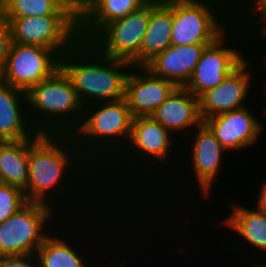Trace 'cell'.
Returning a JSON list of instances; mask_svg holds the SVG:
<instances>
[{"label": "cell", "instance_id": "1", "mask_svg": "<svg viewBox=\"0 0 266 267\" xmlns=\"http://www.w3.org/2000/svg\"><path fill=\"white\" fill-rule=\"evenodd\" d=\"M232 157L233 156L230 155L217 140L210 128L204 122H202L181 142V158L178 170L171 176V178L169 179L170 181H167L150 199H148V201L141 207V209L138 210V223L140 225V229H142L141 232H147V234L150 233L151 235L154 233L159 234V231L160 234L165 233L166 235H172L174 232H176L173 235H180L182 234L183 230H186L187 227H189V225L194 222L195 218L198 219L199 215L206 211V208H208V206H210L212 203H218V201L220 203L222 194L227 192V190L231 194L232 192L230 191L232 190L225 188L227 185H230L228 181L230 179L233 180L231 175L235 174L233 173L235 171L230 169H235L238 171L242 168V171L240 170L238 171V173H243V169H245L243 173L245 174L246 169L248 168L247 166L249 164L252 165L250 162L246 165L245 168L244 166L241 167L239 166V162ZM227 163L229 164V166H227ZM236 165H238L239 167ZM227 169L229 170V172L227 171ZM224 171L225 173L228 172V174L230 175H228L227 173L225 174ZM230 171H232V174L230 173ZM225 177H228V181ZM222 179H224L225 181ZM223 188L224 191L222 192L221 190ZM217 191L220 195L217 193ZM219 191H221V193ZM216 196H219L220 198ZM181 218H183V220ZM181 223L183 226L181 225ZM179 228L180 230L178 231Z\"/></svg>", "mask_w": 266, "mask_h": 267}, {"label": "cell", "instance_id": "2", "mask_svg": "<svg viewBox=\"0 0 266 267\" xmlns=\"http://www.w3.org/2000/svg\"><path fill=\"white\" fill-rule=\"evenodd\" d=\"M27 201L53 206L65 218L99 212L110 199L100 172L82 155L72 134H40L29 138Z\"/></svg>", "mask_w": 266, "mask_h": 267}, {"label": "cell", "instance_id": "3", "mask_svg": "<svg viewBox=\"0 0 266 267\" xmlns=\"http://www.w3.org/2000/svg\"><path fill=\"white\" fill-rule=\"evenodd\" d=\"M141 235L138 210L110 200L99 212L83 219L64 218L36 256L41 267H110Z\"/></svg>", "mask_w": 266, "mask_h": 267}, {"label": "cell", "instance_id": "4", "mask_svg": "<svg viewBox=\"0 0 266 267\" xmlns=\"http://www.w3.org/2000/svg\"><path fill=\"white\" fill-rule=\"evenodd\" d=\"M180 158L181 141L160 122L133 118L126 147L100 173L104 194L139 210L177 171Z\"/></svg>", "mask_w": 266, "mask_h": 267}, {"label": "cell", "instance_id": "5", "mask_svg": "<svg viewBox=\"0 0 266 267\" xmlns=\"http://www.w3.org/2000/svg\"><path fill=\"white\" fill-rule=\"evenodd\" d=\"M234 192V195H232L233 193H231V196H230V194L229 193H227L226 194V196H225V194L224 195H222V197H225L226 198V200H225V198H223L221 201H222V206L223 205H225V209L226 210H224V208L218 203V204H215V203H213V204H211L210 206H209V208H206V210H208V211H204L203 213H201V215L198 217L199 219H195L194 220V222L189 226V227H187V229L186 230H184L183 231V234H181V236H183L184 237V239L185 240H187L186 242H188L187 243V245L189 246L190 244V248H188V250H189V253H190V255L193 257V256H195V257H193V258H191V257H189V256H187L186 257V259H188L189 258V260H190V263H192V265H197V260L196 259H194V258H197L198 259V261H200L201 260V258H202V261H201V263L202 264H204L203 262H206L207 261V263H210V264H208V267L209 266H213L211 263L214 261V260H212V258H213V256H216V255H218L219 257H220V255H221V257L220 258H222L221 259V261H222V263H220L221 261H220V258L218 257V259H217V262L215 261V262H213V263H218V267H221V264H222V267H228V266H230V267H243V266H245V264H247L248 263V259L249 258H251L252 260H254V259H259V258H266V213H264L263 211H261L255 204L253 205V203H252V201H250V200H247L246 202H245V200L246 199H244L243 197V195H245V193H243L242 191H241V193L240 194H242L241 196H240V194H236L235 195V192L236 191H233ZM237 196V197H236ZM240 196V197H239ZM228 197H234V198H232V199H230V198H228ZM241 198V199H243V200H239V199H236V198ZM227 198H228V200H227ZM224 201H226L227 203L226 204H224L225 202ZM232 201V202H231ZM245 202V204H244V202ZM249 201L251 202V203H249ZM248 204V205H247ZM214 205V206H213ZM215 205H217V206H215ZM220 206H221V208H220ZM216 207H218V208H215ZM228 207V208H227ZM218 209V210H217ZM211 210V211H210ZM220 210V212H218ZM216 211V213H214ZM222 211V212H221ZM208 212V213H207ZM211 212V213H210ZM213 213V214H212ZM221 213V214H220ZM225 213V214H224ZM204 214H205V216H206V218L204 217ZM207 214V215H206ZM215 214V215H214ZM216 214H220V215H222V216H220V215H216ZM224 214V215H223ZM212 215V216H211ZM209 216V217H208ZM214 216V217H213ZM217 216H220V217H218L217 218ZM225 216V217H224ZM216 217V218H215ZM202 220H201V219ZM209 218V219H208ZM206 219V220H205ZM211 219V220H210ZM212 219H213V221H212ZM207 220H208V222H207ZM203 221H204V223H205V221L207 222V223H205V225H202V223H203ZM200 222H202V223H200ZM216 222V223H215ZM197 224H198V227H197ZM201 225V226H200ZM207 225H208V227H207ZM194 226V227H193ZM213 228H212V227ZM215 226V227H214ZM203 227H205V228H203ZM192 228V229H191ZM197 228V229H196ZM201 230H200V229ZM208 230H207V229ZM189 229V230H188ZM195 229H196V231H195ZM205 229V230H204ZM214 229V230H213ZM216 229H219V230H217L216 231ZM191 230H192V232H191ZM207 230V231H206ZM211 230H213V232L215 231L217 234L215 235V232H214V234L212 233V231ZM189 231H190V234H189ZM199 231V232H198ZM201 231V232H200ZM203 231V232H202ZM208 232V233H207ZM226 233V234H224V233ZM192 233V234H191ZM198 233V234H197ZM201 233V234H200ZM212 235H211V234ZM221 233V234H220ZM188 234V235H187ZM196 234H197V236H196ZM201 235L200 237H203V238H200L198 235ZM224 235V237L223 236H221V235ZM227 234H229V235H227ZM193 237H192V236ZM205 235V236H204ZM186 236V237H185ZM197 238H196V237ZM217 236V237H216ZM227 236V237H226ZM230 236V237H229ZM235 238H234V237ZM190 237H191V239H192V241H191V239H190ZM222 239H221V238ZM186 238H188V239H186ZM199 238V239H198ZM210 238V239H209ZM215 238V239H214ZM233 238V239H232ZM205 239H207V240H205ZM216 241V239H217V244L216 243H214L215 241ZM229 239V240H228ZM197 240V241H196ZM204 242H206V243H204L205 244V247L206 248H204L203 246H204V244L203 245H200L201 244V242L202 241ZM208 240H210L211 241V243L213 242L214 244H212V246L210 245V244H208ZM213 240V241H212ZM220 240V241H219ZM224 240V241H223ZM192 243H191V242ZM195 241V242H194ZM229 241V242H228ZM190 242V243H189ZM197 242V243H196ZM222 243V244H220V243ZM200 243V244H199ZM208 244V245H207ZM217 246H216V245ZM195 245H197V246H195ZM213 245H214V247L216 246L217 248L215 249L214 247H213ZM218 245H220V249H219V246ZM195 246V247H194ZM193 247V248H192ZM199 247H200V249H199ZM212 248V250H208L207 248ZM249 247V248H248ZM196 248V249H195ZM201 248H203V249H201ZM213 248H214V250H215V252L217 253H214L213 252ZM225 248V249H224ZM207 250V252H209L208 254H207V252H206V250ZM219 251H218V250ZM222 249H224V250H222ZM193 250L195 251V252H193ZM204 250V252H198V251H203ZM220 250H222V251H220ZM226 250L228 251L229 250V252L227 253V257H230V258H232L230 261H229V258H227L226 256H224L226 253H223V252H226ZM234 251V252H233ZM197 252V253H196ZM213 252V253H212ZM220 252V253H219ZM243 252V253H242ZM245 252H247L246 254H245ZM249 252V253H248ZM250 252H251V254H250ZM256 252V253H255ZM220 255H219V254ZM223 254V256L226 258V259H228V260H226V259H224V257H222V254ZM230 253V254H229ZM239 255H238V254ZM192 254H194V255H192ZM202 254H204V255H202ZM211 254H213V256L211 255ZM216 254V255H215ZM231 254H233V256L235 255H238L237 256V258L234 256V258L233 257H231L232 255ZM242 254H245V256H242ZM248 254V255H247ZM253 254V255H252ZM197 255H199L198 257L200 258H198L197 257ZM201 255V256H200ZM208 255L209 256H211L212 258L210 259V257H208ZM241 255V256H240ZM249 256V257H248ZM205 259H204V258ZM243 259H242V258ZM255 257V258H254ZM208 258H209V261L210 262H208ZM236 258V259H235ZM192 259L194 260V261H192ZM235 261H234V260ZM205 260V261H204ZM224 260V261H223ZM227 262H226V261ZM236 260H238V261H236ZM241 260V261H240ZM244 260H246V261H244ZM192 261V262H191ZM229 262V263H228ZM244 262V263H243ZM199 264L197 265L198 267L200 266H202L201 265V263L200 262H198ZM225 263H227V264H229V265H227V264H225ZM231 263V264H230ZM224 264H225V266H224ZM236 264V265H235ZM244 264V265H243ZM190 266V267H194V266ZM196 265H195V267H196ZM227 265V266H226ZM238 265H240V266H238ZM214 266L215 267H217V264L215 265L214 264ZM204 267H206L205 265H204Z\"/></svg>", "mask_w": 266, "mask_h": 267}, {"label": "cell", "instance_id": "6", "mask_svg": "<svg viewBox=\"0 0 266 267\" xmlns=\"http://www.w3.org/2000/svg\"><path fill=\"white\" fill-rule=\"evenodd\" d=\"M132 68L131 63L104 56L90 42L82 40L61 57V69L84 107L123 99Z\"/></svg>", "mask_w": 266, "mask_h": 267}, {"label": "cell", "instance_id": "7", "mask_svg": "<svg viewBox=\"0 0 266 267\" xmlns=\"http://www.w3.org/2000/svg\"><path fill=\"white\" fill-rule=\"evenodd\" d=\"M132 121L124 98L97 102L84 107L72 136L82 155L101 173L126 147Z\"/></svg>", "mask_w": 266, "mask_h": 267}, {"label": "cell", "instance_id": "8", "mask_svg": "<svg viewBox=\"0 0 266 267\" xmlns=\"http://www.w3.org/2000/svg\"><path fill=\"white\" fill-rule=\"evenodd\" d=\"M28 117L40 134H72L80 125L84 106L70 78L60 68L27 92Z\"/></svg>", "mask_w": 266, "mask_h": 267}, {"label": "cell", "instance_id": "9", "mask_svg": "<svg viewBox=\"0 0 266 267\" xmlns=\"http://www.w3.org/2000/svg\"><path fill=\"white\" fill-rule=\"evenodd\" d=\"M235 23V0H172L171 45L212 44Z\"/></svg>", "mask_w": 266, "mask_h": 267}, {"label": "cell", "instance_id": "10", "mask_svg": "<svg viewBox=\"0 0 266 267\" xmlns=\"http://www.w3.org/2000/svg\"><path fill=\"white\" fill-rule=\"evenodd\" d=\"M249 55L250 33L235 22L204 49L185 88L199 99L205 92L219 85Z\"/></svg>", "mask_w": 266, "mask_h": 267}, {"label": "cell", "instance_id": "11", "mask_svg": "<svg viewBox=\"0 0 266 267\" xmlns=\"http://www.w3.org/2000/svg\"><path fill=\"white\" fill-rule=\"evenodd\" d=\"M262 103L261 96H258V100L256 99L246 107L217 114L203 120L225 150L235 160L238 158L237 161L240 166L247 164L245 159H250L252 153L254 156L255 153L258 155L259 149L266 151L265 146L260 147L262 143V145H265L263 142L265 135L263 133L266 134L265 108ZM247 153L249 154L245 155Z\"/></svg>", "mask_w": 266, "mask_h": 267}, {"label": "cell", "instance_id": "12", "mask_svg": "<svg viewBox=\"0 0 266 267\" xmlns=\"http://www.w3.org/2000/svg\"><path fill=\"white\" fill-rule=\"evenodd\" d=\"M64 218L51 205L28 201L0 224V257L36 254Z\"/></svg>", "mask_w": 266, "mask_h": 267}, {"label": "cell", "instance_id": "13", "mask_svg": "<svg viewBox=\"0 0 266 267\" xmlns=\"http://www.w3.org/2000/svg\"><path fill=\"white\" fill-rule=\"evenodd\" d=\"M4 18L13 43L44 47L62 56L80 40L78 14Z\"/></svg>", "mask_w": 266, "mask_h": 267}, {"label": "cell", "instance_id": "14", "mask_svg": "<svg viewBox=\"0 0 266 267\" xmlns=\"http://www.w3.org/2000/svg\"><path fill=\"white\" fill-rule=\"evenodd\" d=\"M258 72L260 71L257 59L249 55L219 85L205 92L199 98L202 120L231 110L241 109L258 99L256 97L260 96L258 89L260 82L257 81L260 78V73Z\"/></svg>", "mask_w": 266, "mask_h": 267}, {"label": "cell", "instance_id": "15", "mask_svg": "<svg viewBox=\"0 0 266 267\" xmlns=\"http://www.w3.org/2000/svg\"><path fill=\"white\" fill-rule=\"evenodd\" d=\"M150 20V1L105 25L89 42L104 56L140 67V48Z\"/></svg>", "mask_w": 266, "mask_h": 267}, {"label": "cell", "instance_id": "16", "mask_svg": "<svg viewBox=\"0 0 266 267\" xmlns=\"http://www.w3.org/2000/svg\"><path fill=\"white\" fill-rule=\"evenodd\" d=\"M61 57L54 50L12 42L0 80L27 92L61 68Z\"/></svg>", "mask_w": 266, "mask_h": 267}, {"label": "cell", "instance_id": "17", "mask_svg": "<svg viewBox=\"0 0 266 267\" xmlns=\"http://www.w3.org/2000/svg\"><path fill=\"white\" fill-rule=\"evenodd\" d=\"M177 86L154 76L145 67L131 69L125 85V101L133 118L149 117L174 92Z\"/></svg>", "mask_w": 266, "mask_h": 267}, {"label": "cell", "instance_id": "18", "mask_svg": "<svg viewBox=\"0 0 266 267\" xmlns=\"http://www.w3.org/2000/svg\"><path fill=\"white\" fill-rule=\"evenodd\" d=\"M151 117L181 142L203 122L199 99L185 87H177Z\"/></svg>", "mask_w": 266, "mask_h": 267}, {"label": "cell", "instance_id": "19", "mask_svg": "<svg viewBox=\"0 0 266 267\" xmlns=\"http://www.w3.org/2000/svg\"><path fill=\"white\" fill-rule=\"evenodd\" d=\"M211 44L170 45L146 66L154 76L185 87L190 81L204 49Z\"/></svg>", "mask_w": 266, "mask_h": 267}, {"label": "cell", "instance_id": "20", "mask_svg": "<svg viewBox=\"0 0 266 267\" xmlns=\"http://www.w3.org/2000/svg\"><path fill=\"white\" fill-rule=\"evenodd\" d=\"M37 133L28 117L26 92L0 80V136L21 141Z\"/></svg>", "mask_w": 266, "mask_h": 267}, {"label": "cell", "instance_id": "21", "mask_svg": "<svg viewBox=\"0 0 266 267\" xmlns=\"http://www.w3.org/2000/svg\"><path fill=\"white\" fill-rule=\"evenodd\" d=\"M148 234H146V233H142V235L134 242V243H132L131 244V246L126 250V251H124V253H122L121 254V256H120V258H119V260H115V262L113 263V264H111V266L110 267H156V266H161V265H166L165 267H168V266H170V267H177L176 265H177V263L179 262L180 264H181V261L183 262V264L186 266V267H188L187 266V264H190V261L189 260H186L185 259V256L186 255H190L189 254V250H188V246H187V243H185L186 242V240L183 238V236H181V234L179 235H176L175 234V236H166V234H155V236H154V238L156 237V235H157V237H158V239H157V237L154 239L152 236H150V235H148ZM150 236V237H149ZM160 236V237H159ZM161 236H163L162 238H163V240H162V238H161ZM179 236H180V238H179ZM152 237V238H151ZM167 237V238H166ZM176 237V238H175ZM177 237H178V240H177ZM141 238V239H140ZM171 239V240H170ZM173 239H176L177 241H175V240H173ZM181 239V240H180ZM141 240V241H140ZM148 240H150V241H148ZM153 240L154 241H156V242H154L153 243ZM161 240V241H160ZM166 240H170L169 242H170V250H169V244L167 243L168 241H166ZM184 242H183V241ZM158 241H160L159 242V244H158ZM165 241V242H164ZM174 241L177 243L176 245L174 244L173 245V243H174ZM142 242H144V244L142 243ZM150 242V243H149ZM151 242L153 243V244H155L154 246L151 244ZM182 243V244H179V243ZM140 243H142V244H140ZM147 243H148V245H147ZM163 243H166V245L165 244H163ZM149 244L151 245V246H149ZM168 244V245H167ZM141 245H143V250L140 248V246ZM160 245V246H159ZM178 245V246H177ZM145 246H147V247H149L148 249L150 250V247H151V251H148V249H147V247H145ZM152 246H153V248H152ZM158 246H159V248H158ZM167 246V247H166ZM177 246V247H176ZM134 247V248H133ZM135 247H137L136 249H135ZM140 249H139V248ZM155 247L156 248H158L159 250L161 249V251H162V249H163V251L165 252L166 251V253H164V252H162V254L160 253V251L157 249V252H155V253H153L154 251H155ZM162 247V248H161ZM172 247V248H171ZM175 248V249H174ZM146 249V250H145ZM165 249H167V250H165ZM135 250V251H134ZM141 250V251H140ZM145 250V251H144ZM169 250V251H168ZM131 252V253H127L126 254V252ZM138 251V252H137ZM143 251V252H142ZM159 251V252H158ZM177 251V252H176ZM145 252V253H144ZM151 254H150V253ZM140 253V254H139ZM149 253V254H148ZM157 253V254H156ZM160 253V254H159ZM168 253V254H167ZM125 254V255H124ZM156 254V255H155ZM176 254L178 255V256H176ZM125 257H124V256ZM139 255V256H138ZM146 255V256H145ZM147 255H150V256H147ZM152 255H153V257H152ZM160 255V256H164L165 258H167V259H158L159 257L158 256ZM179 255H180V257L182 258L183 257V260L181 259V261H180V257H179ZM140 257L139 259H138V257ZM169 256H175V257H173V260L172 259H170L169 258ZM127 257H128V259H127ZM133 257V258H132ZM142 257H143V260H142ZM144 257H145V259H144ZM176 257H178L179 258V261H178V258H176ZM130 258V259H129ZM147 258V259H146ZM150 260H149V259ZM153 258H155V260L153 259ZM177 259V262L175 261L174 262V260H176ZM132 259H134V260H132ZM158 259V261H157V263H155V261ZM130 260V261H129ZM144 261V262H142V261ZM148 260V261H147ZM160 260V261H159ZM171 260V261H170ZM139 261V262H138ZM152 262V264L150 265V264H148L149 262ZM165 261H166V263H165ZM135 262V263H134ZM140 262H142V265H139V264H141ZM145 262H146V264H145ZM148 262V263H147ZM162 262H163V264H162ZM169 262H171V263H168ZM172 262H174V263H172ZM133 263V264H132ZM143 263H144V265H143ZM158 263H160V264H158ZM185 263H187V264H185ZM136 264V265H135ZM174 264V265H173ZM180 264H178V267H185L183 264H181V266H180ZM154 265H156V266H154ZM183 265V266H182ZM161 267H163V266H161Z\"/></svg>", "mask_w": 266, "mask_h": 267}, {"label": "cell", "instance_id": "22", "mask_svg": "<svg viewBox=\"0 0 266 267\" xmlns=\"http://www.w3.org/2000/svg\"><path fill=\"white\" fill-rule=\"evenodd\" d=\"M147 0H87L78 11L79 37L89 42L105 25L125 18Z\"/></svg>", "mask_w": 266, "mask_h": 267}, {"label": "cell", "instance_id": "23", "mask_svg": "<svg viewBox=\"0 0 266 267\" xmlns=\"http://www.w3.org/2000/svg\"><path fill=\"white\" fill-rule=\"evenodd\" d=\"M172 0L150 1V20L140 48V67H145L171 45Z\"/></svg>", "mask_w": 266, "mask_h": 267}, {"label": "cell", "instance_id": "24", "mask_svg": "<svg viewBox=\"0 0 266 267\" xmlns=\"http://www.w3.org/2000/svg\"><path fill=\"white\" fill-rule=\"evenodd\" d=\"M29 139L7 141L0 149V183L24 190L28 184Z\"/></svg>", "mask_w": 266, "mask_h": 267}, {"label": "cell", "instance_id": "25", "mask_svg": "<svg viewBox=\"0 0 266 267\" xmlns=\"http://www.w3.org/2000/svg\"><path fill=\"white\" fill-rule=\"evenodd\" d=\"M0 10L4 17L78 14L66 0H0Z\"/></svg>", "mask_w": 266, "mask_h": 267}, {"label": "cell", "instance_id": "26", "mask_svg": "<svg viewBox=\"0 0 266 267\" xmlns=\"http://www.w3.org/2000/svg\"><path fill=\"white\" fill-rule=\"evenodd\" d=\"M266 18V0H235V22L251 33Z\"/></svg>", "mask_w": 266, "mask_h": 267}, {"label": "cell", "instance_id": "27", "mask_svg": "<svg viewBox=\"0 0 266 267\" xmlns=\"http://www.w3.org/2000/svg\"><path fill=\"white\" fill-rule=\"evenodd\" d=\"M27 202L21 188L0 183V224Z\"/></svg>", "mask_w": 266, "mask_h": 267}, {"label": "cell", "instance_id": "28", "mask_svg": "<svg viewBox=\"0 0 266 267\" xmlns=\"http://www.w3.org/2000/svg\"><path fill=\"white\" fill-rule=\"evenodd\" d=\"M265 173V171H262V174L263 175H261V178H263L262 180L260 179V177H255V178H253V180H256L257 181V179H259V182L257 181H250V183H251V185H250V183L245 179L246 178V176L244 175V174H235V176L238 178V179H241V180H239L240 181V183L243 181L244 182V185L243 186H241L242 187V189H240V190H236L237 192L239 191H243V190H245L246 188L249 190V194L251 195V199L249 198V194H248V191L246 192V197L244 196V198H248L250 201H252L253 200V204H255L261 211H263L264 213H266V174H265V176H264V173ZM239 175H240V177L241 178H239ZM264 176V177H263ZM244 177V178H243ZM245 179V181L247 182H245L243 179ZM265 179V180H264ZM261 180V181H260ZM249 183V184H248ZM253 183H255V184H257V185H252ZM245 184H247V186L245 185ZM251 186V188H250V186ZM249 186V187H248ZM254 188H253V187ZM243 187H245V189L243 188ZM257 187V189H255ZM255 189V190H254ZM252 190H253V192H252ZM258 190V191H257ZM251 192V193H250ZM256 192V193H255ZM255 193V194H254ZM256 195V196H255ZM248 196V197H247ZM253 196H255V197H253ZM252 197H253V199H252Z\"/></svg>", "mask_w": 266, "mask_h": 267}, {"label": "cell", "instance_id": "29", "mask_svg": "<svg viewBox=\"0 0 266 267\" xmlns=\"http://www.w3.org/2000/svg\"><path fill=\"white\" fill-rule=\"evenodd\" d=\"M12 43L9 23L0 10V74L3 72Z\"/></svg>", "mask_w": 266, "mask_h": 267}, {"label": "cell", "instance_id": "30", "mask_svg": "<svg viewBox=\"0 0 266 267\" xmlns=\"http://www.w3.org/2000/svg\"><path fill=\"white\" fill-rule=\"evenodd\" d=\"M0 267H41L36 254L0 257Z\"/></svg>", "mask_w": 266, "mask_h": 267}, {"label": "cell", "instance_id": "31", "mask_svg": "<svg viewBox=\"0 0 266 267\" xmlns=\"http://www.w3.org/2000/svg\"><path fill=\"white\" fill-rule=\"evenodd\" d=\"M265 70L266 69H259V71H260L259 73H261L260 76H259L260 77L259 78V82H261L259 84V86H261V87H259V92L261 93L260 96H262L261 100H262L263 103H266L265 102L266 101V72H265ZM262 77H264V78H262Z\"/></svg>", "mask_w": 266, "mask_h": 267}, {"label": "cell", "instance_id": "32", "mask_svg": "<svg viewBox=\"0 0 266 267\" xmlns=\"http://www.w3.org/2000/svg\"><path fill=\"white\" fill-rule=\"evenodd\" d=\"M243 267H266V258H261V259L259 258V259L251 260L250 262L245 264V266Z\"/></svg>", "mask_w": 266, "mask_h": 267}, {"label": "cell", "instance_id": "33", "mask_svg": "<svg viewBox=\"0 0 266 267\" xmlns=\"http://www.w3.org/2000/svg\"><path fill=\"white\" fill-rule=\"evenodd\" d=\"M68 3H70L75 9L78 11L84 6V4L87 2V0H66Z\"/></svg>", "mask_w": 266, "mask_h": 267}, {"label": "cell", "instance_id": "34", "mask_svg": "<svg viewBox=\"0 0 266 267\" xmlns=\"http://www.w3.org/2000/svg\"><path fill=\"white\" fill-rule=\"evenodd\" d=\"M7 141L0 136V149L4 146V144L6 143Z\"/></svg>", "mask_w": 266, "mask_h": 267}, {"label": "cell", "instance_id": "35", "mask_svg": "<svg viewBox=\"0 0 266 267\" xmlns=\"http://www.w3.org/2000/svg\"><path fill=\"white\" fill-rule=\"evenodd\" d=\"M263 106L265 108V119H266V103H263ZM264 139H266V137Z\"/></svg>", "mask_w": 266, "mask_h": 267}]
</instances>
